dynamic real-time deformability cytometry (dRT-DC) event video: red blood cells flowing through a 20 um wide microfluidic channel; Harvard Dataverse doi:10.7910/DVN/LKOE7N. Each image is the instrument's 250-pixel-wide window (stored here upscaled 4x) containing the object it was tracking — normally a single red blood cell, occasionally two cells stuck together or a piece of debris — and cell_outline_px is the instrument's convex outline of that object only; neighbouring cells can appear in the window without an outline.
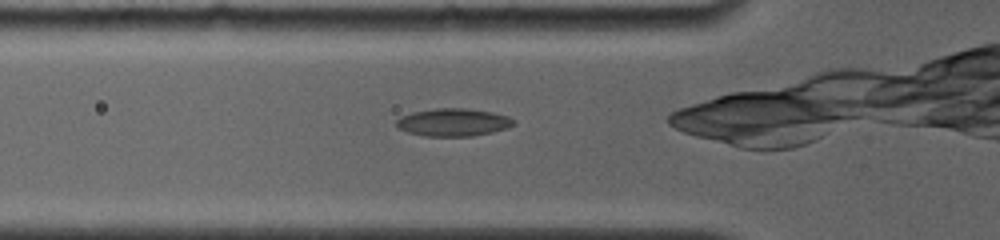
{"species": "common noctule bat (a hibernating species)", "species_latin": "Nyctalus noctula", "temperature_condition": "room temperature", "stored_images_in_passage": 87, "camera_frame_rate_fps": 4000, "um_per_image_px": 0.085, "animal": {"sex": "female", "body_mass_g": 19.0, "forearm_length_mm": 56.7}, "frame": {"image": 1, "passage_image": 8, "time_ms": 1.0, "image_size_px": [1000, 240], "cell_outline_px": [[516, 124], [508, 128], [492, 132], [472, 136], [424, 136], [408, 132], [400, 128], [396, 124], [396, 120], [400, 116], [412, 112], [436, 108], [464, 108], [492, 112], [508, 116], [516, 120]], "centroid_in_image_um": [38.55, 10.39], "position_along_channel_um": 87.2, "area_um2": 19.02}}
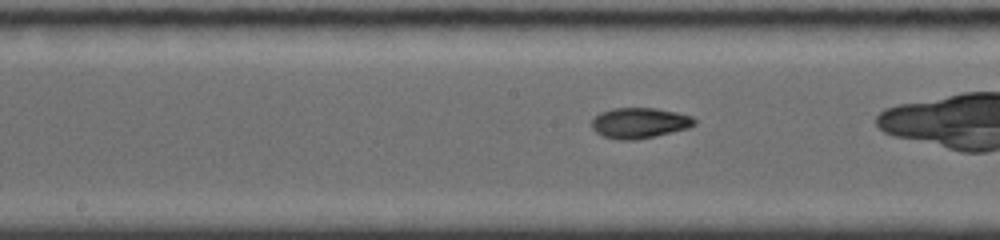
{"frame": {"image": 2, "passage_image": 28, "time_ms": 3.75, "image_size_px": [1000, 240], "cell_outline_px": [[696, 124], [688, 128], [656, 136], [636, 140], [620, 140], [604, 136], [596, 132], [592, 128], [592, 120], [600, 112], [612, 108], [656, 108], [676, 112], [692, 116], [696, 120]], "centroid_in_image_um": [54.37, 10.45], "position_along_channel_um": 193.8, "area_um2": 18.32}}
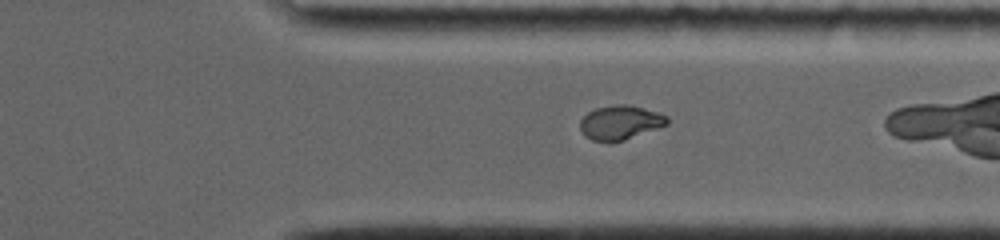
{"frame": {"image": 3, "passage_image": 59, "time_ms": 8.0, "image_size_px": [1000, 240], "cell_outline_px": [[668, 124], [624, 140], [608, 144], [592, 140], [584, 136], [580, 128], [580, 120], [588, 112], [596, 108], [616, 104], [628, 104], [644, 108], [668, 116]], "centroid_in_image_um": [52.69, 10.43], "position_along_channel_um": 358.7, "area_um2": 17.51}, "authors_computed_cell_mechanics": {"area_um2": 17.8024, "velocity_mm_per_s": 3.882, "shape_relaxation_time_tau1_ms": null, "shape_relaxation_time_tau2_ms": 1.8319, "deformation_change_tau1": null, "deformation_change_tau2": 0.0515}}